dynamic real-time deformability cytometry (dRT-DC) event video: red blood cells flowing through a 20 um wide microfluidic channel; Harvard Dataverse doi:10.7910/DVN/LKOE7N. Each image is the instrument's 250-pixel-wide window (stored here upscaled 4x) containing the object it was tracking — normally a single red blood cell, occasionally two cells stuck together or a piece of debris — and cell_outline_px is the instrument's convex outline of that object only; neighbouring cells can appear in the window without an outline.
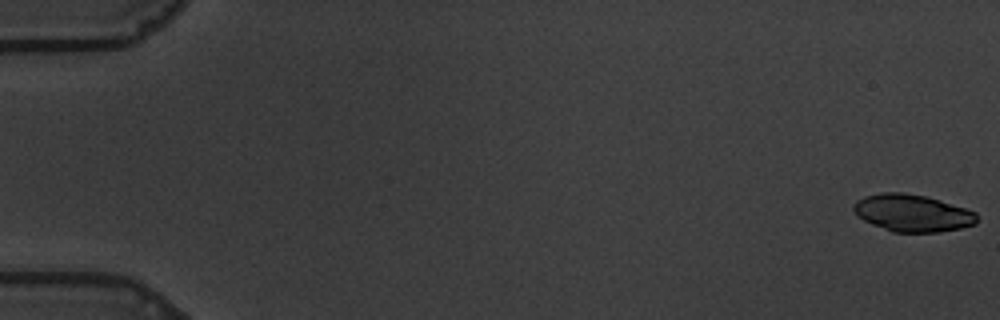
{"species": "common noctule bat (a hibernating species)", "species_latin": "Nyctalus noctula", "temperature_condition": "warm", "stored_images_in_passage": 58, "camera_frame_rate_fps": 3000, "um_per_image_px": 0.085, "animal": {"sex": "male", "body_mass_g": 19.5, "forearm_length_mm": 54.6}, "frame": {"image": 1, "passage_image": 1, "time_ms": 0.0, "image_size_px": [1000, 320], "cell_outline_px": [[976, 224], [960, 228], [940, 232], [892, 232], [872, 224], [864, 220], [852, 208], [856, 200], [864, 196], [884, 192], [900, 192], [924, 196], [940, 200], [976, 212]], "centroid_in_image_um": [77.55, 18.11], "position_along_channel_um": 7.5, "area_um2": 26.47}}
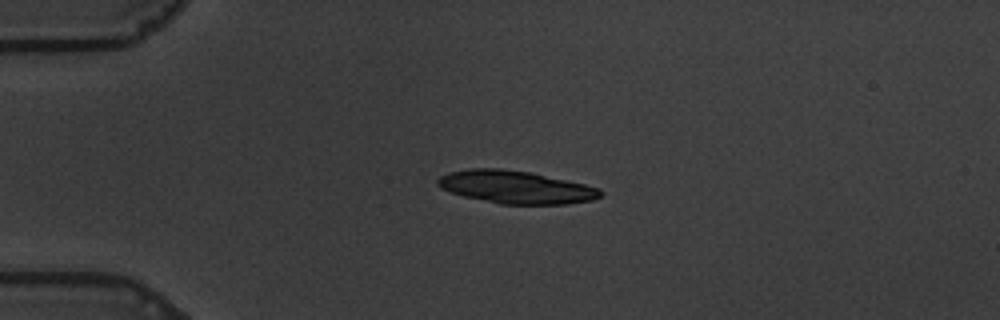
{"frame": {"image": 2, "passage_image": 15, "time_ms": 4.667, "image_size_px": [1000, 320], "cell_outline_px": [[604, 192], [600, 196], [592, 200], [568, 204], [500, 204], [464, 196], [440, 188], [436, 184], [436, 180], [440, 176], [448, 172], [472, 168], [500, 168], [528, 172], [584, 184], [600, 188]], "centroid_in_image_um": [43.82, 15.91], "position_along_channel_um": 41.2, "area_um2": 30.92}}